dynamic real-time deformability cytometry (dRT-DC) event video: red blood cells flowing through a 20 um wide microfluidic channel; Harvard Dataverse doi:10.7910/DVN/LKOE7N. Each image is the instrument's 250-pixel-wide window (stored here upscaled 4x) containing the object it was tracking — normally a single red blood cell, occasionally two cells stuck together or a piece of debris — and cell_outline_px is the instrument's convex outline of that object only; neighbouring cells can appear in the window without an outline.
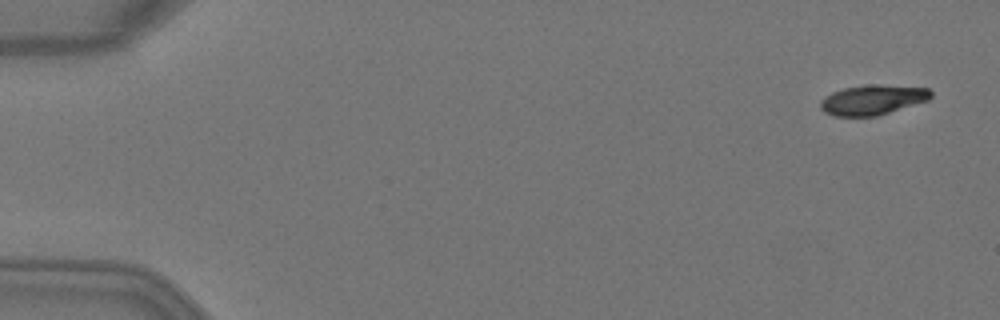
{"species": "Egyptian fruit bat (a non-hibernating species)", "species_latin": "Rousettus aegyptiacus", "temperature_condition": "warm", "stored_images_in_passage": 7, "camera_frame_rate_fps": 3000, "um_per_image_px": 0.085, "animal": {"sex": "female"}, "frame": {"image": 1, "passage_image": 1, "time_ms": 0.0, "image_size_px": [1000, 320], "cell_outline_px": [[932, 96], [928, 100], [876, 116], [832, 116], [824, 112], [820, 108], [820, 100], [824, 96], [832, 92], [844, 88], [872, 84], [880, 84], [928, 88], [932, 92]], "centroid_in_image_um": [74.14, 8.48], "position_along_channel_um": 10.9, "area_um2": 19.31}}
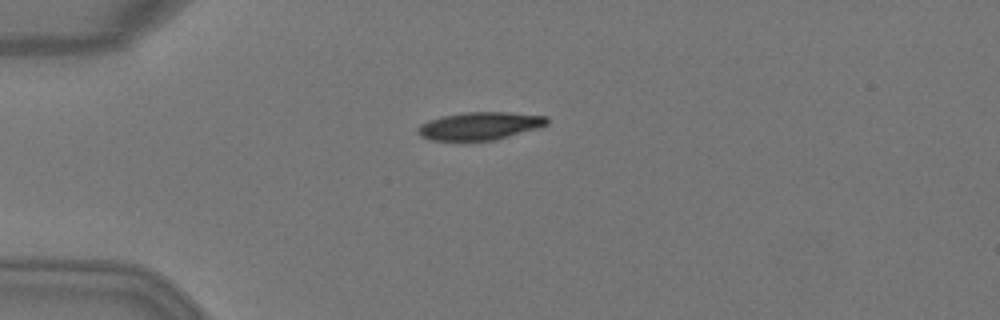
{"frame": {"image": 2, "passage_image": 4, "time_ms": 1.0, "image_size_px": [1000, 320], "cell_outline_px": [[548, 124], [540, 128], [496, 140], [432, 140], [420, 136], [416, 132], [416, 128], [420, 124], [428, 120], [440, 116], [464, 112], [508, 112], [548, 116]], "centroid_in_image_um": [40.79, 10.7], "position_along_channel_um": 44.2, "area_um2": 21.21}}